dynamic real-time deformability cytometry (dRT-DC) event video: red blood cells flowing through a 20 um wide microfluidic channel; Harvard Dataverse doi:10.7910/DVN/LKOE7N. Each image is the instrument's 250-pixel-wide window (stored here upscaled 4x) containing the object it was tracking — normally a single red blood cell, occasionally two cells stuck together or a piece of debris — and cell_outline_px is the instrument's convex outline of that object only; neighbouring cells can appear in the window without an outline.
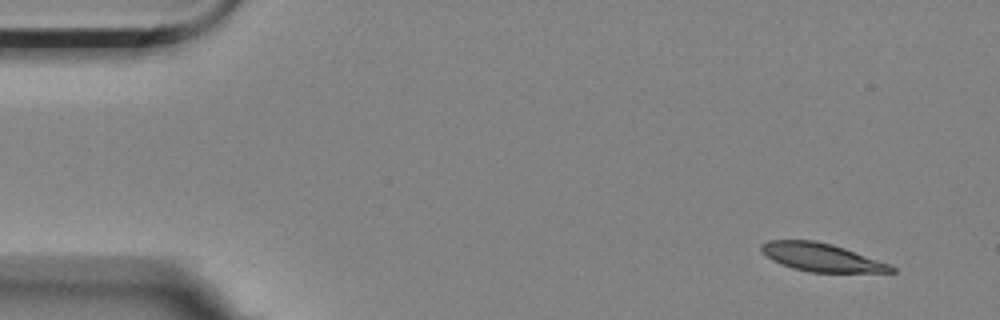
{"species": "Egyptian fruit bat (a non-hibernating species)", "species_latin": "Rousettus aegyptiacus", "temperature_condition": "room temperature", "stored_images_in_passage": 7, "camera_frame_rate_fps": 3000, "um_per_image_px": 0.085, "animal": {"sex": "female"}, "frame": {"image": 1, "passage_image": 1, "time_ms": 0.0, "image_size_px": [1000, 320], "cell_outline_px": [[896, 272], [812, 272], [792, 268], [780, 264], [772, 260], [760, 252], [760, 244], [768, 240], [812, 240], [832, 244], [892, 264], [896, 268]], "centroid_in_image_um": [69.81, 21.87], "position_along_channel_um": 15.2, "area_um2": 21.44}}
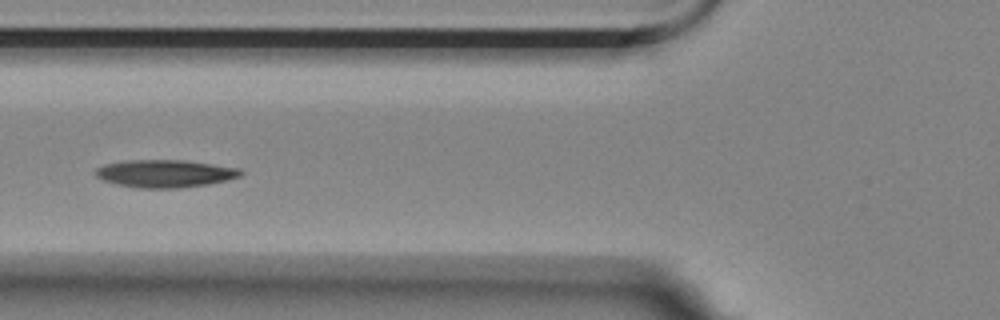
{"frame": {"image": 2, "passage_image": 6, "time_ms": 1.667, "image_size_px": [1000, 320], "cell_outline_px": [[244, 172], [240, 176], [208, 184], [180, 188], [140, 188], [116, 184], [104, 180], [96, 176], [92, 172], [96, 168], [104, 164], [124, 160], [184, 160], [240, 168]], "centroid_in_image_um": [13.98, 14.74], "position_along_channel_um": 111.8, "area_um2": 23.41}}
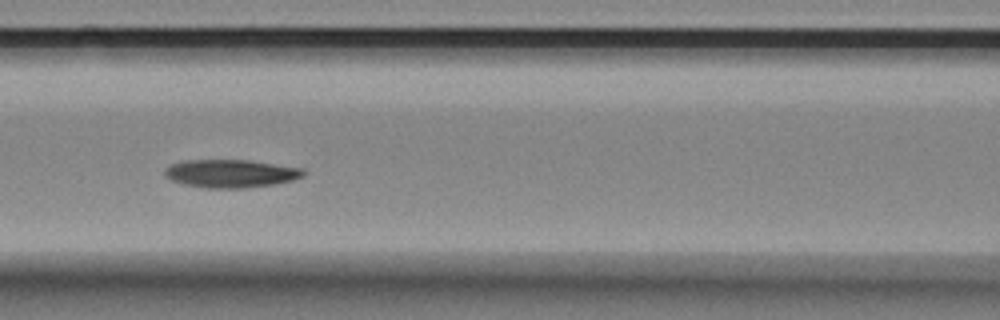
{"frame": {"image": 3, "passage_image": 7, "time_ms": 2.0, "image_size_px": [1000, 320], "cell_outline_px": [[304, 176], [292, 180], [272, 184], [244, 188], [204, 188], [184, 184], [172, 180], [164, 176], [164, 168], [172, 164], [184, 160], [248, 160], [304, 168]], "centroid_in_image_um": [19.59, 14.74], "position_along_channel_um": 147.0, "area_um2": 22.66}}